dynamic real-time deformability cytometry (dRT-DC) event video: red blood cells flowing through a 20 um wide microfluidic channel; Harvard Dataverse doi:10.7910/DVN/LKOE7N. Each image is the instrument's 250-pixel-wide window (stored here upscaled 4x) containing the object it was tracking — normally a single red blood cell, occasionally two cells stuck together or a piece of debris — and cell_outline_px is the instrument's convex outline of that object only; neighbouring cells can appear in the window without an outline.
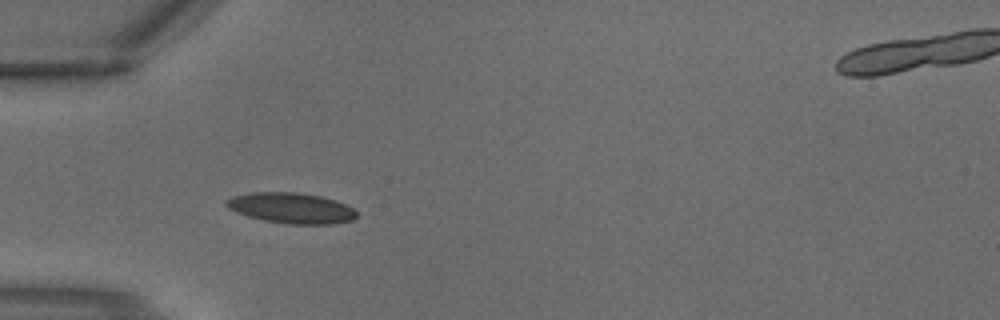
{"species": "common noctule bat (a hibernating species)", "species_latin": "Nyctalus noctula", "temperature_condition": "warm", "stored_images_in_passage": 1, "camera_frame_rate_fps": 3000, "um_per_image_px": 0.085, "animal": {"sex": "male", "body_mass_g": 18.8}, "frame": {"image": 1, "passage_image": 1, "time_ms": 0.0, "image_size_px": [1000, 320], "cell_outline_px": [[356, 216], [352, 220], [332, 224], [288, 224], [264, 220], [248, 216], [236, 212], [228, 208], [224, 204], [224, 200], [232, 196], [252, 192], [296, 192], [320, 196], [336, 200], [352, 208], [356, 212]], "centroid_in_image_um": [24.72, 17.68], "position_along_channel_um": 60.3, "area_um2": 23.24}}